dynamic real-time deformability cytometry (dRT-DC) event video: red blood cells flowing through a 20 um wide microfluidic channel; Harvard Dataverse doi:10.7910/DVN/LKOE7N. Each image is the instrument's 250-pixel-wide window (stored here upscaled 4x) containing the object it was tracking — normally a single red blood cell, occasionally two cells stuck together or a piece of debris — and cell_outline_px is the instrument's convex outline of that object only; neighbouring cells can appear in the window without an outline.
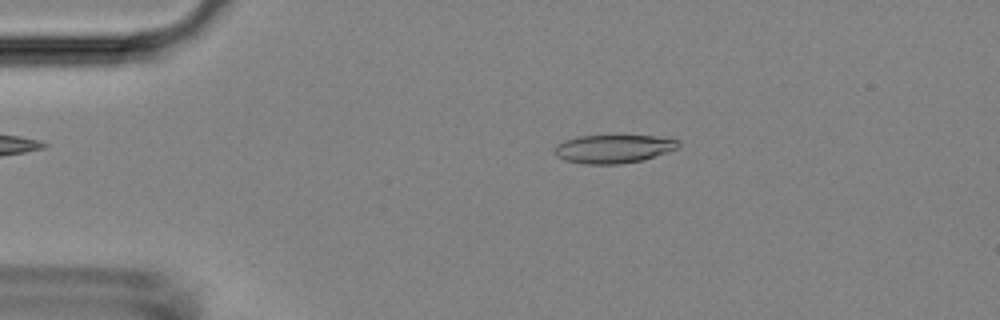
{"species": "Egyptian fruit bat (a non-hibernating species)", "species_latin": "Rousettus aegyptiacus", "temperature_condition": "room temperature", "stored_images_in_passage": 30, "camera_frame_rate_fps": 3000, "um_per_image_px": 0.085, "animal": {"sex": "female"}, "frame": {"image": 1, "passage_image": 3, "time_ms": 0.667, "image_size_px": [1000, 320], "cell_outline_px": [[680, 148], [644, 160], [620, 164], [584, 164], [564, 160], [556, 156], [552, 152], [552, 148], [556, 144], [564, 140], [580, 136], [652, 136], [676, 140], [680, 144]], "centroid_in_image_um": [52.09, 12.66], "position_along_channel_um": 32.9, "area_um2": 20.63}}
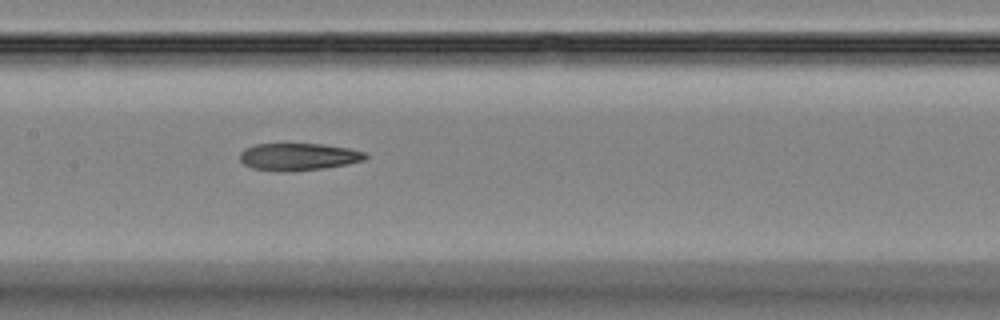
{"frame": {"image": 2, "passage_image": 18, "time_ms": 5.667, "image_size_px": [1000, 320], "cell_outline_px": [[368, 156], [364, 160], [348, 164], [324, 168], [292, 172], [276, 172], [252, 168], [244, 164], [240, 160], [240, 152], [244, 148], [252, 144], [324, 144], [348, 148], [364, 152]], "centroid_in_image_um": [25.33, 13.33], "position_along_channel_um": 182.1, "area_um2": 20.23}}
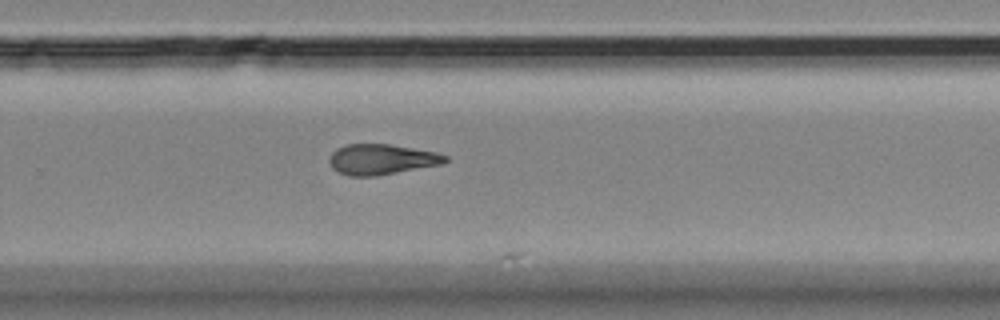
{"frame": {"image": 3, "passage_image": 27, "time_ms": 8.667, "image_size_px": [1000, 320], "cell_outline_px": [[448, 160], [440, 164], [376, 176], [348, 176], [332, 168], [328, 160], [332, 152], [336, 148], [348, 144], [388, 144], [436, 152], [448, 156]], "centroid_in_image_um": [32.39, 13.54], "position_along_channel_um": 297.4, "area_um2": 20.4}}